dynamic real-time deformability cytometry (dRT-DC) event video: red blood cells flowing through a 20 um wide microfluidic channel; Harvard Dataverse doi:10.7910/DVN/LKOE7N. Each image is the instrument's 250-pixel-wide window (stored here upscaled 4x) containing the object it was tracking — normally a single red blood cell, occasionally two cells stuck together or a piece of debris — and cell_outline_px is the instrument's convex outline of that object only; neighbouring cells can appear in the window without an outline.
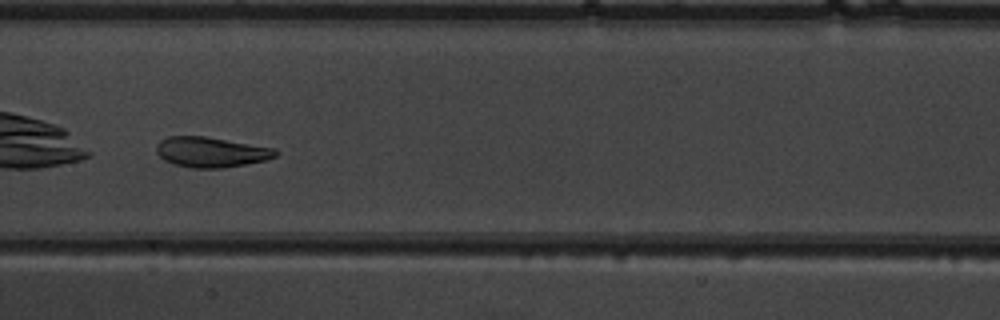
{"species": "common noctule bat (a hibernating species)", "species_latin": "Nyctalus noctula", "temperature_condition": "warm", "stored_images_in_passage": 32, "camera_frame_rate_fps": 3000, "um_per_image_px": 0.085, "animal": {"sex": "male", "body_mass_g": 19.5, "forearm_length_mm": 54.6}, "frame": {"image": 1, "passage_image": 10, "time_ms": 3.0, "image_size_px": [1000, 320], "cell_outline_px": [[280, 152], [276, 156], [268, 160], [224, 168], [192, 168], [172, 164], [164, 160], [156, 152], [156, 144], [160, 140], [168, 136], [204, 136], [276, 148]], "centroid_in_image_um": [17.95, 12.93], "position_along_channel_um": 189.4, "area_um2": 21.27}, "authors_computed_cell_mechanics": {"area_um2": 21.1548, "velocity_mm_per_s": 3.9407, "shape_relaxation_time_tau1_ms": 2.789, "shape_relaxation_time_tau2_ms": 2.0943, "deformation_change_tau1": 0.1135, "deformation_change_tau2": 0.0851}}